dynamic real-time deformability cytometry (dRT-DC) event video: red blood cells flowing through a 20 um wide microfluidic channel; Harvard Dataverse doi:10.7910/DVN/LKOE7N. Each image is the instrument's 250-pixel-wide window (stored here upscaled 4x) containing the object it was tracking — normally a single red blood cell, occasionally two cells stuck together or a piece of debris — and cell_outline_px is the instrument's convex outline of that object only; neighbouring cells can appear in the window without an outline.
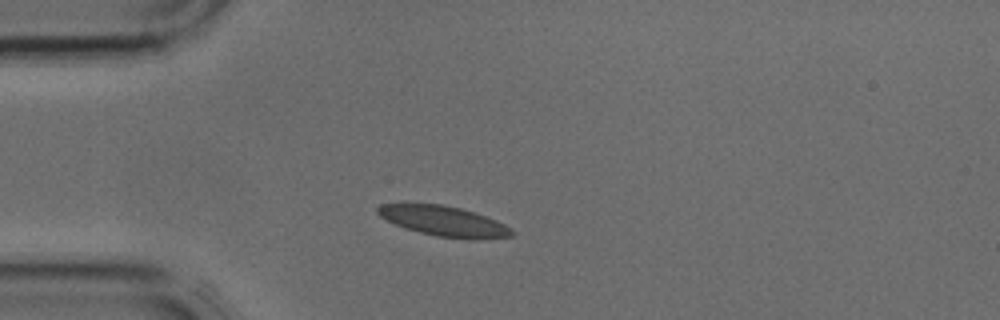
{"species": "common noctule bat (a hibernating species)", "species_latin": "Nyctalus noctula", "temperature_condition": "cold", "stored_images_in_passage": 1, "camera_frame_rate_fps": 3000, "um_per_image_px": 0.085, "animal": {"sex": "male", "body_mass_g": 17.9, "forearm_length_mm": 54.2}, "frame": {"image": 1, "passage_image": 1, "time_ms": 0.0, "image_size_px": [1000, 320], "cell_outline_px": [[516, 232], [512, 236], [472, 240], [468, 240], [436, 236], [404, 228], [380, 216], [376, 212], [376, 208], [380, 204], [444, 204], [460, 208], [496, 220], [512, 228]], "centroid_in_image_um": [37.76, 18.81], "position_along_channel_um": 47.2, "area_um2": 23.52}}